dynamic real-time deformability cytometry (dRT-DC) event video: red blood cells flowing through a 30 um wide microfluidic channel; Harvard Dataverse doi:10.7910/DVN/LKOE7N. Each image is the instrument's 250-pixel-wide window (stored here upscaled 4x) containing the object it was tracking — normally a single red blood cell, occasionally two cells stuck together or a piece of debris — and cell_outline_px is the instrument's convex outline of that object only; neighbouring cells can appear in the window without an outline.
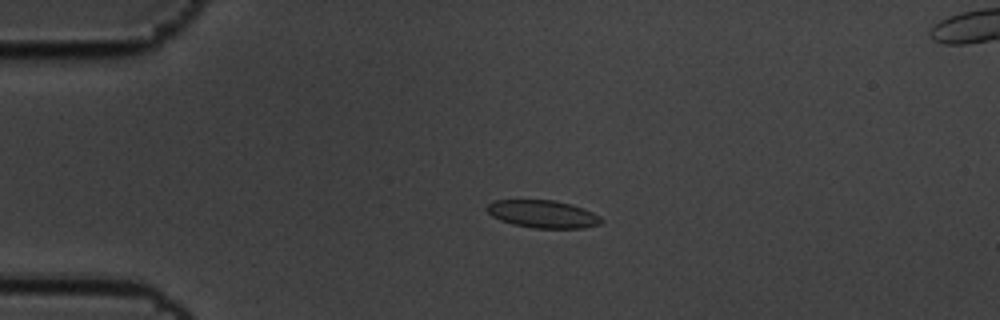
{"species": "common noctule bat (a hibernating species)", "species_latin": "Nyctalus noctula", "temperature_condition": "cold", "stored_images_in_passage": 6, "camera_frame_rate_fps": 3000, "um_per_image_px": 0.085, "animal": {"sex": "male", "body_mass_g": 19.5, "forearm_length_mm": 54.6}, "frame": {"image": 1, "passage_image": 4, "time_ms": 1.0, "image_size_px": [1000, 320], "cell_outline_px": [[604, 220], [600, 224], [584, 228], [532, 228], [512, 224], [500, 220], [492, 216], [484, 208], [488, 204], [496, 200], [556, 200], [572, 204], [584, 208], [600, 216]], "centroid_in_image_um": [46.15, 18.19], "position_along_channel_um": 38.8, "area_um2": 18.61}}